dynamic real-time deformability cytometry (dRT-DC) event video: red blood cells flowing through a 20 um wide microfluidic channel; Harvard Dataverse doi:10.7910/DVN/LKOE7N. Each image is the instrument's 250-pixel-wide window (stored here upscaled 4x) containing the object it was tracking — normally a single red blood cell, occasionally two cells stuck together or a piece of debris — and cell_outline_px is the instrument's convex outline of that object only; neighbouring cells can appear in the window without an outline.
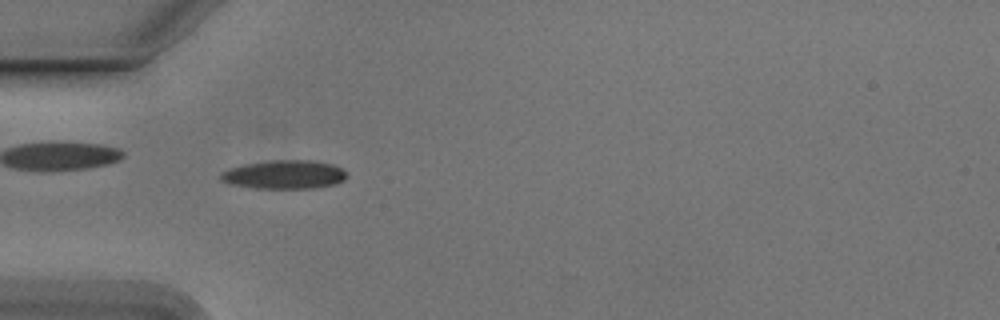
{"species": "Egyptian fruit bat (a non-hibernating species)", "species_latin": "Rousettus aegyptiacus", "temperature_condition": "cold", "stored_images_in_passage": 53, "camera_frame_rate_fps": 3000, "um_per_image_px": 0.085, "animal": {"sex": "male"}, "frame": {"image": 1, "passage_image": 16, "time_ms": 5.0, "image_size_px": [1000, 320], "cell_outline_px": [[348, 176], [344, 180], [336, 184], [312, 188], [252, 188], [228, 184], [220, 180], [220, 172], [244, 164], [268, 160], [312, 160], [332, 164], [340, 168]], "centroid_in_image_um": [24.14, 14.84], "position_along_channel_um": 60.9, "area_um2": 21.15}}
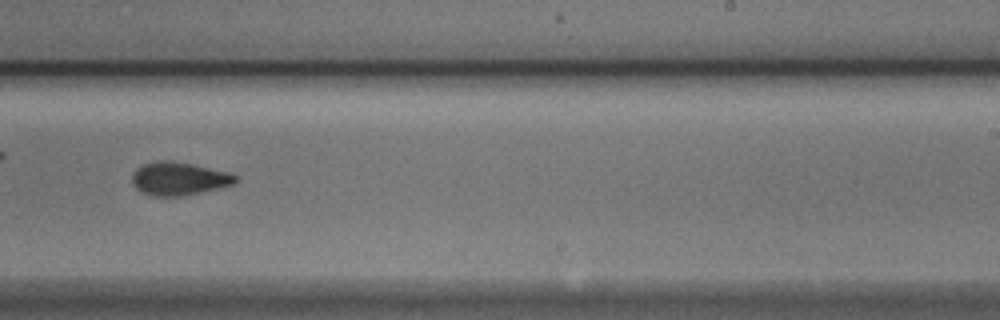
{"frame": {"image": 2, "passage_image": 33, "time_ms": 10.667, "image_size_px": [1000, 320], "cell_outline_px": [[240, 180], [236, 184], [184, 196], [152, 196], [140, 192], [132, 184], [132, 176], [136, 168], [144, 164], [160, 160], [164, 160], [188, 164], [228, 172], [236, 176]], "centroid_in_image_um": [15.2, 15.21], "position_along_channel_um": 273.8, "area_um2": 19.88}}
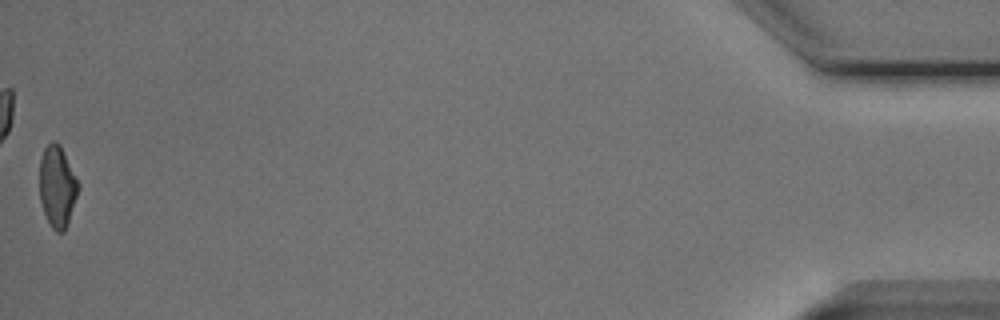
{"frame": {"image": 3, "passage_image": 53, "time_ms": 17.333, "image_size_px": [1000, 320], "cell_outline_px": [[80, 188], [64, 232], [56, 232], [52, 228], [44, 212], [40, 200], [40, 160], [44, 148], [52, 140], [60, 144], [80, 184]], "centroid_in_image_um": [4.88, 15.83], "position_along_channel_um": 430.3, "area_um2": 18.32}, "authors_computed_cell_mechanics": {"area_um2": 19.3052, "velocity_mm_per_s": 3.8092, "shape_relaxation_time_tau1_ms": 4.6348, "shape_relaxation_time_tau2_ms": null, "deformation_change_tau1": 0.1442, "deformation_change_tau2": null}}